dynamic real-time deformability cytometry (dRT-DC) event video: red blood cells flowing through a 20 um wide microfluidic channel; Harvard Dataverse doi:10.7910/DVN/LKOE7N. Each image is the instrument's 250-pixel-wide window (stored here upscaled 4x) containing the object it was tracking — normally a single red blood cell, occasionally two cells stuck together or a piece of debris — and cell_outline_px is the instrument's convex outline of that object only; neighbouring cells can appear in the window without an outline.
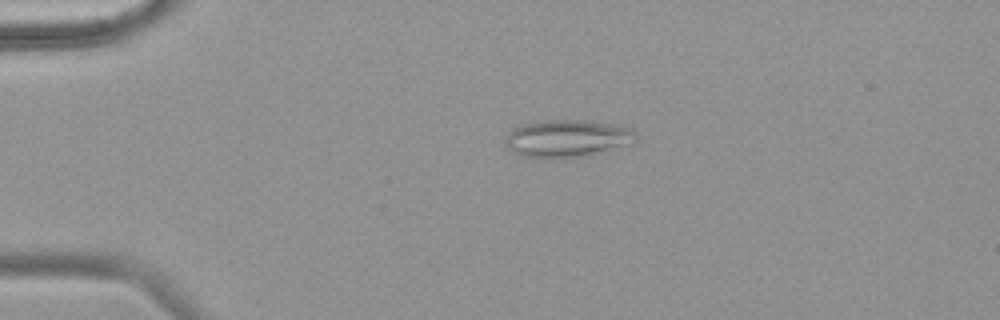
{"species": "common noctule bat (a hibernating species)", "species_latin": "Nyctalus noctula", "temperature_condition": "warm", "stored_images_in_passage": 55, "camera_frame_rate_fps": 3000, "um_per_image_px": 0.085, "animal": {"sex": "female", "body_mass_g": 18.4}, "frame": {"image": 1, "passage_image": 13, "time_ms": 4.0, "image_size_px": [1000, 320], "cell_outline_px": [[636, 140], [632, 144], [592, 156], [524, 156], [508, 148], [504, 140], [508, 132], [524, 124], [544, 120], [588, 120], [632, 128], [636, 132]], "centroid_in_image_um": [48.3, 11.75], "position_along_channel_um": 36.7, "area_um2": 28.15}}
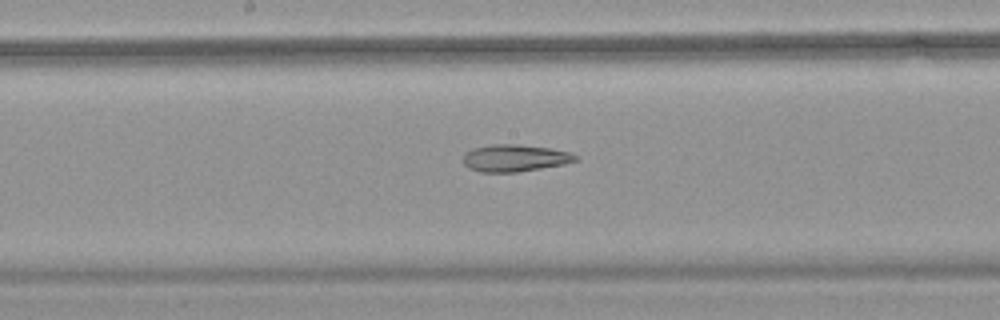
{"frame": {"image": 2, "passage_image": 30, "time_ms": 9.667, "image_size_px": [1000, 320], "cell_outline_px": [[580, 160], [564, 164], [516, 172], [480, 172], [468, 168], [464, 164], [464, 152], [472, 148], [492, 144], [516, 144], [552, 148], [572, 152], [580, 156]], "centroid_in_image_um": [43.8, 13.42], "position_along_channel_um": 204.4, "area_um2": 17.98}}
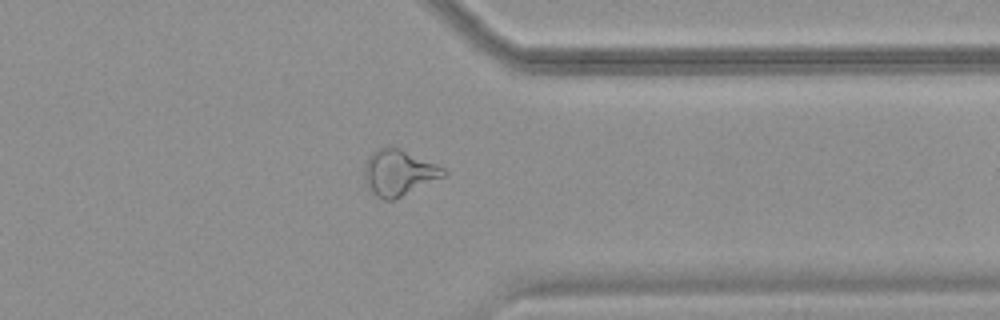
{"frame": {"image": 3, "passage_image": 44, "time_ms": 14.333, "image_size_px": [1000, 320], "cell_outline_px": [[448, 172], [444, 176], [392, 200], [384, 200], [376, 196], [372, 192], [364, 180], [364, 168], [368, 156], [372, 152], [388, 144], [400, 148], [436, 164], [444, 168]], "centroid_in_image_um": [33.86, 14.64], "position_along_channel_um": 377.5, "area_um2": 21.04}, "authors_computed_cell_mechanics": {"area_um2": 22.7732, "velocity_mm_per_s": 3.7659, "shape_relaxation_time_tau1_ms": null, "shape_relaxation_time_tau2_ms": 8.8612, "deformation_change_tau1": null, "deformation_change_tau2": 0.2217}}